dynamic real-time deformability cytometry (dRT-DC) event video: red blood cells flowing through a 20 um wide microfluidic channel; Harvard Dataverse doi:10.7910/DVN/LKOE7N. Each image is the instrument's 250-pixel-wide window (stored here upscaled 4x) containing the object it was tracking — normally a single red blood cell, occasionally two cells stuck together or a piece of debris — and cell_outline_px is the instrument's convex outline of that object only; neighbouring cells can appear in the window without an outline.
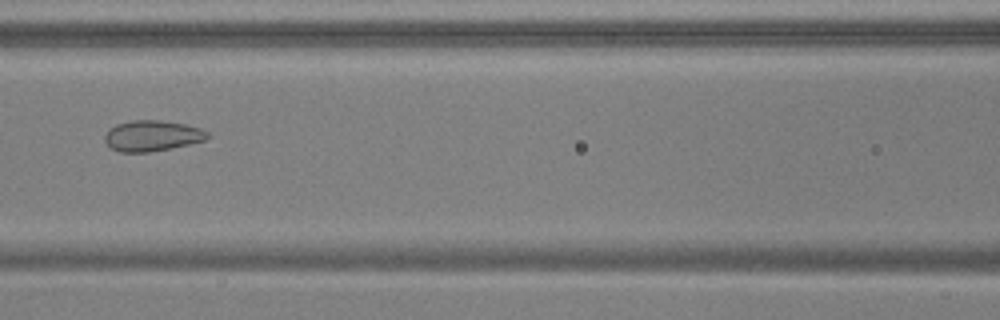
{"species": "common noctule bat (a hibernating species)", "species_latin": "Nyctalus noctula", "temperature_condition": "warm", "stored_images_in_passage": 54, "camera_frame_rate_fps": 3000, "um_per_image_px": 0.085, "animal": {"sex": "male", "body_mass_g": 17.9, "forearm_length_mm": 54.2}, "frame": {"image": 1, "passage_image": 25, "time_ms": 8.0, "image_size_px": [1000, 320], "cell_outline_px": [[208, 136], [204, 140], [172, 148], [148, 152], [120, 152], [112, 148], [104, 140], [104, 136], [116, 124], [132, 120], [160, 120], [184, 124], [200, 128], [208, 132]], "centroid_in_image_um": [12.93, 11.54], "position_along_channel_um": 153.7, "area_um2": 18.15}}
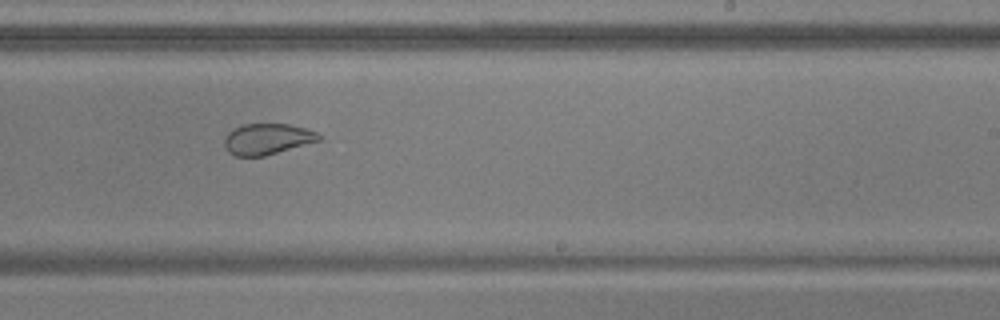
{"frame": {"image": 2, "passage_image": 34, "time_ms": 11.0, "image_size_px": [1000, 320], "cell_outline_px": [[320, 140], [264, 156], [236, 156], [228, 152], [224, 144], [224, 136], [228, 132], [244, 124], [288, 124], [304, 128], [316, 132], [320, 136]], "centroid_in_image_um": [22.68, 11.82], "position_along_channel_um": 266.3, "area_um2": 16.82}}
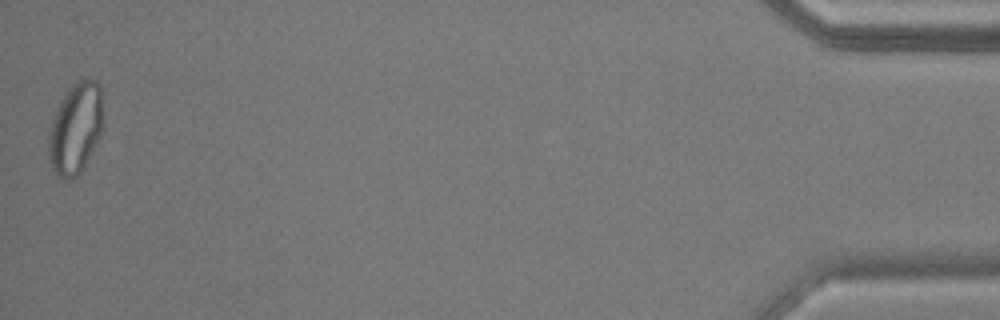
{"frame": {"image": 3, "passage_image": 54, "time_ms": 17.667, "image_size_px": [1000, 320], "cell_outline_px": [[104, 124], [84, 168], [72, 180], [64, 180], [52, 168], [48, 160], [48, 132], [52, 120], [68, 88], [72, 84], [88, 76], [96, 80], [100, 84], [104, 116]], "centroid_in_image_um": [6.44, 10.89], "position_along_channel_um": 428.8, "area_um2": 29.25}, "authors_computed_cell_mechanics": {"area_um2": 24.6517, "velocity_mm_per_s": 3.7649, "shape_relaxation_time_tau1_ms": null, "shape_relaxation_time_tau2_ms": 0.9055, "deformation_change_tau1": null, "deformation_change_tau2": 0.0599}}